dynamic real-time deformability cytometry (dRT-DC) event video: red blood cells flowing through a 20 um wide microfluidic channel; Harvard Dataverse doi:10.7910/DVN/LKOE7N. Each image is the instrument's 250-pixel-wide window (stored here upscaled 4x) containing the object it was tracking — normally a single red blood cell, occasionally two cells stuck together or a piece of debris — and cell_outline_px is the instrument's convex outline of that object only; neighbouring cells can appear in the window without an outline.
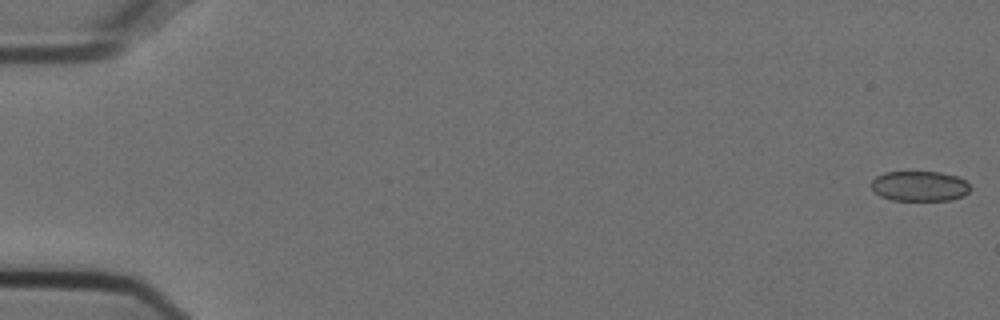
{"species": "Egyptian fruit bat (a non-hibernating species)", "species_latin": "Rousettus aegyptiacus", "temperature_condition": "cold", "stored_images_in_passage": 16, "camera_frame_rate_fps": 3000, "um_per_image_px": 0.085, "animal": {"sex": "female"}, "frame": {"image": 1, "passage_image": 1, "time_ms": 0.0, "image_size_px": [1000, 320], "cell_outline_px": [[968, 192], [964, 196], [952, 200], [892, 200], [880, 196], [872, 188], [872, 180], [876, 176], [884, 172], [940, 172], [956, 176], [964, 180], [968, 184]], "centroid_in_image_um": [78.15, 15.82], "position_along_channel_um": 6.8, "area_um2": 17.28}}
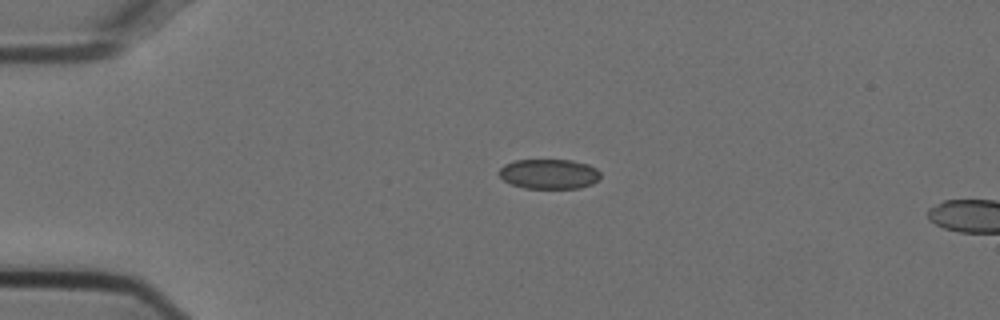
{"frame": {"image": 2, "passage_image": 13, "time_ms": 4.0, "image_size_px": [1000, 320], "cell_outline_px": [[600, 180], [592, 184], [580, 188], [524, 188], [512, 184], [504, 180], [496, 172], [504, 164], [516, 160], [572, 160], [588, 164], [596, 168], [600, 172]], "centroid_in_image_um": [46.68, 14.78], "position_along_channel_um": 38.3, "area_um2": 17.8}}